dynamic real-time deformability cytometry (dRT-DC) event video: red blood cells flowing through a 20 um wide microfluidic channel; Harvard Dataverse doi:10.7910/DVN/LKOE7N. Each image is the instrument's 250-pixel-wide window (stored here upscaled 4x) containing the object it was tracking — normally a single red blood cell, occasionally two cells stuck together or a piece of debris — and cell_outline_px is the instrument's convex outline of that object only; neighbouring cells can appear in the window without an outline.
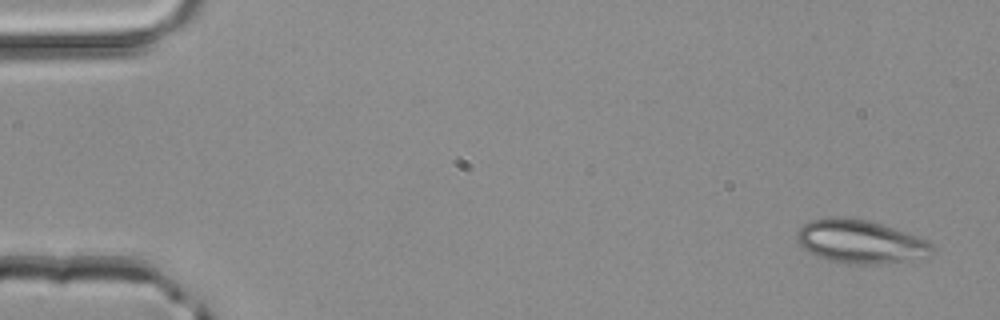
{"species": "common noctule bat (a hibernating species)", "species_latin": "Nyctalus noctula", "temperature_condition": "room temperature", "stored_images_in_passage": 4, "camera_frame_rate_fps": 3000, "um_per_image_px": 0.085, "animal": {"sex": "male", "body_mass_g": 20.4}, "frame": {"image": 1, "passage_image": 1, "time_ms": 0.0, "image_size_px": [1000, 320], "cell_outline_px": [[936, 252], [924, 260], [876, 264], [856, 264], [828, 260], [816, 256], [808, 252], [796, 240], [796, 232], [804, 224], [812, 220], [828, 216], [844, 216], [868, 220], [884, 224], [928, 240], [936, 248]], "centroid_in_image_um": [73.21, 20.54], "position_along_channel_um": 11.8, "area_um2": 35.08}}